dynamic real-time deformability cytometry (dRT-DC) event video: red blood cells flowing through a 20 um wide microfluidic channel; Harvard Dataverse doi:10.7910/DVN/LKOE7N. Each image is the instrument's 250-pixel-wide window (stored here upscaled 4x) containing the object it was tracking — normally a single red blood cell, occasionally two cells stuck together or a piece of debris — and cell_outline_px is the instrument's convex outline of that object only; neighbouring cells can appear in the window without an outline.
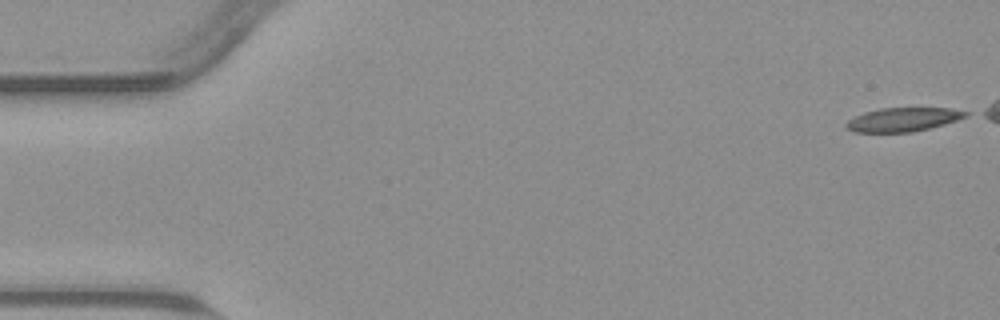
{"species": "common noctule bat (a hibernating species)", "species_latin": "Nyctalus noctula", "temperature_condition": "warm", "stored_images_in_passage": 47, "camera_frame_rate_fps": 3000, "um_per_image_px": 0.085, "animal": {"sex": "male", "body_mass_g": 23.1, "forearm_length_mm": 52.7}, "frame": {"image": 1, "passage_image": 1, "time_ms": 0.0, "image_size_px": [1000, 320], "cell_outline_px": [[972, 112], [968, 116], [944, 124], [912, 132], [856, 132], [848, 128], [844, 124], [848, 120], [864, 112], [880, 108], [952, 108]], "centroid_in_image_um": [76.8, 10.15], "position_along_channel_um": 8.2, "area_um2": 16.53}}
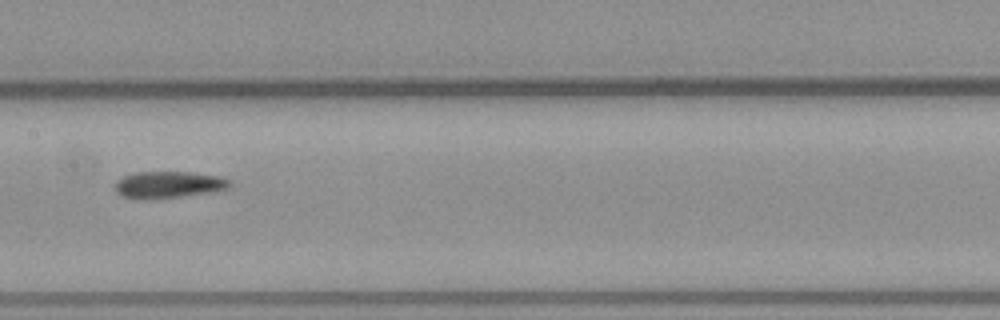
{"frame": {"image": 2, "passage_image": 27, "time_ms": 8.667, "image_size_px": [1000, 320], "cell_outline_px": [[232, 184], [228, 188], [208, 192], [180, 196], [144, 200], [124, 196], [116, 192], [116, 180], [124, 176], [136, 172], [188, 172], [220, 176], [228, 180]], "centroid_in_image_um": [14.3, 15.69], "position_along_channel_um": 193.1, "area_um2": 17.63}}
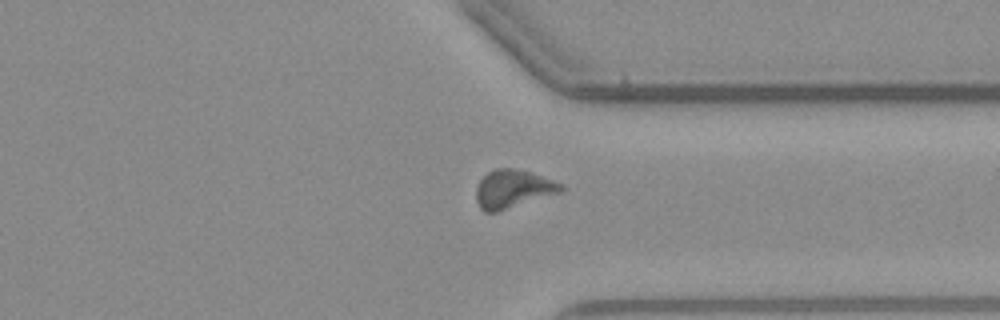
{"frame": {"image": 3, "passage_image": 41, "time_ms": 13.333, "image_size_px": [1000, 320], "cell_outline_px": [[564, 188], [560, 192], [496, 212], [484, 212], [480, 208], [476, 200], [476, 188], [480, 180], [488, 172], [496, 168], [512, 168], [528, 172], [564, 184]], "centroid_in_image_um": [43.56, 16.06], "position_along_channel_um": 367.8, "area_um2": 18.55}, "authors_computed_cell_mechanics": {"area_um2": 17.918, "velocity_mm_per_s": 3.7737, "shape_relaxation_time_tau1_ms": 9.772, "shape_relaxation_time_tau2_ms": 5.6552, "deformation_change_tau1": 0.2222, "deformation_change_tau2": 0.1435}}